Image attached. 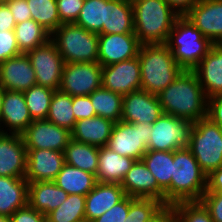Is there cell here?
<instances>
[{"label":"cell","instance_id":"obj_21","mask_svg":"<svg viewBox=\"0 0 222 222\" xmlns=\"http://www.w3.org/2000/svg\"><path fill=\"white\" fill-rule=\"evenodd\" d=\"M37 85L36 74L26 54L9 58L0 63V88L24 92Z\"/></svg>","mask_w":222,"mask_h":222},{"label":"cell","instance_id":"obj_49","mask_svg":"<svg viewBox=\"0 0 222 222\" xmlns=\"http://www.w3.org/2000/svg\"><path fill=\"white\" fill-rule=\"evenodd\" d=\"M16 21L8 5L0 0V31L14 30Z\"/></svg>","mask_w":222,"mask_h":222},{"label":"cell","instance_id":"obj_2","mask_svg":"<svg viewBox=\"0 0 222 222\" xmlns=\"http://www.w3.org/2000/svg\"><path fill=\"white\" fill-rule=\"evenodd\" d=\"M207 188V175L188 148L173 151L170 186L164 191V205L200 201Z\"/></svg>","mask_w":222,"mask_h":222},{"label":"cell","instance_id":"obj_32","mask_svg":"<svg viewBox=\"0 0 222 222\" xmlns=\"http://www.w3.org/2000/svg\"><path fill=\"white\" fill-rule=\"evenodd\" d=\"M97 116L118 122L122 117L123 95L105 89H96L89 95Z\"/></svg>","mask_w":222,"mask_h":222},{"label":"cell","instance_id":"obj_44","mask_svg":"<svg viewBox=\"0 0 222 222\" xmlns=\"http://www.w3.org/2000/svg\"><path fill=\"white\" fill-rule=\"evenodd\" d=\"M214 222H222V193L205 192L200 200Z\"/></svg>","mask_w":222,"mask_h":222},{"label":"cell","instance_id":"obj_25","mask_svg":"<svg viewBox=\"0 0 222 222\" xmlns=\"http://www.w3.org/2000/svg\"><path fill=\"white\" fill-rule=\"evenodd\" d=\"M67 196L54 181L28 182V205L45 216L63 204Z\"/></svg>","mask_w":222,"mask_h":222},{"label":"cell","instance_id":"obj_27","mask_svg":"<svg viewBox=\"0 0 222 222\" xmlns=\"http://www.w3.org/2000/svg\"><path fill=\"white\" fill-rule=\"evenodd\" d=\"M28 181L25 178L0 176V215L10 217L28 204Z\"/></svg>","mask_w":222,"mask_h":222},{"label":"cell","instance_id":"obj_51","mask_svg":"<svg viewBox=\"0 0 222 222\" xmlns=\"http://www.w3.org/2000/svg\"><path fill=\"white\" fill-rule=\"evenodd\" d=\"M180 16H184L198 0H165Z\"/></svg>","mask_w":222,"mask_h":222},{"label":"cell","instance_id":"obj_23","mask_svg":"<svg viewBox=\"0 0 222 222\" xmlns=\"http://www.w3.org/2000/svg\"><path fill=\"white\" fill-rule=\"evenodd\" d=\"M125 192L118 183H99L85 196L86 222L102 216L125 197Z\"/></svg>","mask_w":222,"mask_h":222},{"label":"cell","instance_id":"obj_28","mask_svg":"<svg viewBox=\"0 0 222 222\" xmlns=\"http://www.w3.org/2000/svg\"><path fill=\"white\" fill-rule=\"evenodd\" d=\"M134 33L133 8L131 0H106L103 34Z\"/></svg>","mask_w":222,"mask_h":222},{"label":"cell","instance_id":"obj_40","mask_svg":"<svg viewBox=\"0 0 222 222\" xmlns=\"http://www.w3.org/2000/svg\"><path fill=\"white\" fill-rule=\"evenodd\" d=\"M172 207L174 222H214L201 201L180 202Z\"/></svg>","mask_w":222,"mask_h":222},{"label":"cell","instance_id":"obj_30","mask_svg":"<svg viewBox=\"0 0 222 222\" xmlns=\"http://www.w3.org/2000/svg\"><path fill=\"white\" fill-rule=\"evenodd\" d=\"M99 147L71 139L64 150L65 163L96 175Z\"/></svg>","mask_w":222,"mask_h":222},{"label":"cell","instance_id":"obj_38","mask_svg":"<svg viewBox=\"0 0 222 222\" xmlns=\"http://www.w3.org/2000/svg\"><path fill=\"white\" fill-rule=\"evenodd\" d=\"M54 91L48 87L34 85L23 92L32 120L47 118Z\"/></svg>","mask_w":222,"mask_h":222},{"label":"cell","instance_id":"obj_16","mask_svg":"<svg viewBox=\"0 0 222 222\" xmlns=\"http://www.w3.org/2000/svg\"><path fill=\"white\" fill-rule=\"evenodd\" d=\"M184 16L213 44H222V0H198Z\"/></svg>","mask_w":222,"mask_h":222},{"label":"cell","instance_id":"obj_11","mask_svg":"<svg viewBox=\"0 0 222 222\" xmlns=\"http://www.w3.org/2000/svg\"><path fill=\"white\" fill-rule=\"evenodd\" d=\"M26 55L35 71L37 85L59 90L65 63L55 43L50 39Z\"/></svg>","mask_w":222,"mask_h":222},{"label":"cell","instance_id":"obj_17","mask_svg":"<svg viewBox=\"0 0 222 222\" xmlns=\"http://www.w3.org/2000/svg\"><path fill=\"white\" fill-rule=\"evenodd\" d=\"M32 122L23 92L3 89L0 133L21 135Z\"/></svg>","mask_w":222,"mask_h":222},{"label":"cell","instance_id":"obj_37","mask_svg":"<svg viewBox=\"0 0 222 222\" xmlns=\"http://www.w3.org/2000/svg\"><path fill=\"white\" fill-rule=\"evenodd\" d=\"M32 19L51 34L62 24L56 0H26Z\"/></svg>","mask_w":222,"mask_h":222},{"label":"cell","instance_id":"obj_18","mask_svg":"<svg viewBox=\"0 0 222 222\" xmlns=\"http://www.w3.org/2000/svg\"><path fill=\"white\" fill-rule=\"evenodd\" d=\"M64 164V152L27 149L25 179L28 182L54 181Z\"/></svg>","mask_w":222,"mask_h":222},{"label":"cell","instance_id":"obj_22","mask_svg":"<svg viewBox=\"0 0 222 222\" xmlns=\"http://www.w3.org/2000/svg\"><path fill=\"white\" fill-rule=\"evenodd\" d=\"M192 71L197 75L207 98L222 94V44H213Z\"/></svg>","mask_w":222,"mask_h":222},{"label":"cell","instance_id":"obj_12","mask_svg":"<svg viewBox=\"0 0 222 222\" xmlns=\"http://www.w3.org/2000/svg\"><path fill=\"white\" fill-rule=\"evenodd\" d=\"M26 149H49L64 152L71 140V131L47 119L33 120L21 134Z\"/></svg>","mask_w":222,"mask_h":222},{"label":"cell","instance_id":"obj_46","mask_svg":"<svg viewBox=\"0 0 222 222\" xmlns=\"http://www.w3.org/2000/svg\"><path fill=\"white\" fill-rule=\"evenodd\" d=\"M11 222H46V216L30 207L28 204L16 210L10 216Z\"/></svg>","mask_w":222,"mask_h":222},{"label":"cell","instance_id":"obj_52","mask_svg":"<svg viewBox=\"0 0 222 222\" xmlns=\"http://www.w3.org/2000/svg\"><path fill=\"white\" fill-rule=\"evenodd\" d=\"M147 222H174L173 207L165 205L153 218Z\"/></svg>","mask_w":222,"mask_h":222},{"label":"cell","instance_id":"obj_3","mask_svg":"<svg viewBox=\"0 0 222 222\" xmlns=\"http://www.w3.org/2000/svg\"><path fill=\"white\" fill-rule=\"evenodd\" d=\"M134 33L141 44H165L180 16L165 0H131Z\"/></svg>","mask_w":222,"mask_h":222},{"label":"cell","instance_id":"obj_35","mask_svg":"<svg viewBox=\"0 0 222 222\" xmlns=\"http://www.w3.org/2000/svg\"><path fill=\"white\" fill-rule=\"evenodd\" d=\"M46 222H86L85 196L68 194L63 204L46 215Z\"/></svg>","mask_w":222,"mask_h":222},{"label":"cell","instance_id":"obj_29","mask_svg":"<svg viewBox=\"0 0 222 222\" xmlns=\"http://www.w3.org/2000/svg\"><path fill=\"white\" fill-rule=\"evenodd\" d=\"M67 194L86 196L96 185V176L79 168L64 164L54 180Z\"/></svg>","mask_w":222,"mask_h":222},{"label":"cell","instance_id":"obj_4","mask_svg":"<svg viewBox=\"0 0 222 222\" xmlns=\"http://www.w3.org/2000/svg\"><path fill=\"white\" fill-rule=\"evenodd\" d=\"M141 90L159 94L184 70L166 44H141L138 53Z\"/></svg>","mask_w":222,"mask_h":222},{"label":"cell","instance_id":"obj_15","mask_svg":"<svg viewBox=\"0 0 222 222\" xmlns=\"http://www.w3.org/2000/svg\"><path fill=\"white\" fill-rule=\"evenodd\" d=\"M163 110L156 94L138 90L123 95L121 120L127 123H146L152 125Z\"/></svg>","mask_w":222,"mask_h":222},{"label":"cell","instance_id":"obj_24","mask_svg":"<svg viewBox=\"0 0 222 222\" xmlns=\"http://www.w3.org/2000/svg\"><path fill=\"white\" fill-rule=\"evenodd\" d=\"M115 122L94 116L75 122L71 130V139L96 147L107 146Z\"/></svg>","mask_w":222,"mask_h":222},{"label":"cell","instance_id":"obj_14","mask_svg":"<svg viewBox=\"0 0 222 222\" xmlns=\"http://www.w3.org/2000/svg\"><path fill=\"white\" fill-rule=\"evenodd\" d=\"M140 46L135 33L98 34V62L108 66L135 58Z\"/></svg>","mask_w":222,"mask_h":222},{"label":"cell","instance_id":"obj_53","mask_svg":"<svg viewBox=\"0 0 222 222\" xmlns=\"http://www.w3.org/2000/svg\"><path fill=\"white\" fill-rule=\"evenodd\" d=\"M0 222H11V219L8 216L0 215Z\"/></svg>","mask_w":222,"mask_h":222},{"label":"cell","instance_id":"obj_10","mask_svg":"<svg viewBox=\"0 0 222 222\" xmlns=\"http://www.w3.org/2000/svg\"><path fill=\"white\" fill-rule=\"evenodd\" d=\"M101 87L102 65L99 62L64 64L60 91L70 96H85Z\"/></svg>","mask_w":222,"mask_h":222},{"label":"cell","instance_id":"obj_54","mask_svg":"<svg viewBox=\"0 0 222 222\" xmlns=\"http://www.w3.org/2000/svg\"><path fill=\"white\" fill-rule=\"evenodd\" d=\"M3 89L0 88V112L2 107Z\"/></svg>","mask_w":222,"mask_h":222},{"label":"cell","instance_id":"obj_9","mask_svg":"<svg viewBox=\"0 0 222 222\" xmlns=\"http://www.w3.org/2000/svg\"><path fill=\"white\" fill-rule=\"evenodd\" d=\"M193 122L162 114L153 124L147 150L175 151L187 148Z\"/></svg>","mask_w":222,"mask_h":222},{"label":"cell","instance_id":"obj_47","mask_svg":"<svg viewBox=\"0 0 222 222\" xmlns=\"http://www.w3.org/2000/svg\"><path fill=\"white\" fill-rule=\"evenodd\" d=\"M17 23L32 19L26 0H4Z\"/></svg>","mask_w":222,"mask_h":222},{"label":"cell","instance_id":"obj_41","mask_svg":"<svg viewBox=\"0 0 222 222\" xmlns=\"http://www.w3.org/2000/svg\"><path fill=\"white\" fill-rule=\"evenodd\" d=\"M85 0H56L58 15L62 23H74Z\"/></svg>","mask_w":222,"mask_h":222},{"label":"cell","instance_id":"obj_8","mask_svg":"<svg viewBox=\"0 0 222 222\" xmlns=\"http://www.w3.org/2000/svg\"><path fill=\"white\" fill-rule=\"evenodd\" d=\"M151 131L152 125L120 120L114 124L107 146L121 156L141 160L147 152Z\"/></svg>","mask_w":222,"mask_h":222},{"label":"cell","instance_id":"obj_43","mask_svg":"<svg viewBox=\"0 0 222 222\" xmlns=\"http://www.w3.org/2000/svg\"><path fill=\"white\" fill-rule=\"evenodd\" d=\"M130 206V196L126 195L121 201L92 222H125Z\"/></svg>","mask_w":222,"mask_h":222},{"label":"cell","instance_id":"obj_26","mask_svg":"<svg viewBox=\"0 0 222 222\" xmlns=\"http://www.w3.org/2000/svg\"><path fill=\"white\" fill-rule=\"evenodd\" d=\"M134 162L133 158L121 156L108 146L99 147L96 181L121 184Z\"/></svg>","mask_w":222,"mask_h":222},{"label":"cell","instance_id":"obj_36","mask_svg":"<svg viewBox=\"0 0 222 222\" xmlns=\"http://www.w3.org/2000/svg\"><path fill=\"white\" fill-rule=\"evenodd\" d=\"M105 15L106 0H85L74 23L90 32L103 34Z\"/></svg>","mask_w":222,"mask_h":222},{"label":"cell","instance_id":"obj_45","mask_svg":"<svg viewBox=\"0 0 222 222\" xmlns=\"http://www.w3.org/2000/svg\"><path fill=\"white\" fill-rule=\"evenodd\" d=\"M72 107L76 121L96 116L89 95L72 96Z\"/></svg>","mask_w":222,"mask_h":222},{"label":"cell","instance_id":"obj_34","mask_svg":"<svg viewBox=\"0 0 222 222\" xmlns=\"http://www.w3.org/2000/svg\"><path fill=\"white\" fill-rule=\"evenodd\" d=\"M46 119L57 126L65 127L71 131L76 122L73 114L72 96L60 90H55Z\"/></svg>","mask_w":222,"mask_h":222},{"label":"cell","instance_id":"obj_33","mask_svg":"<svg viewBox=\"0 0 222 222\" xmlns=\"http://www.w3.org/2000/svg\"><path fill=\"white\" fill-rule=\"evenodd\" d=\"M158 185L165 191L171 184L173 170V151L147 150L142 157Z\"/></svg>","mask_w":222,"mask_h":222},{"label":"cell","instance_id":"obj_20","mask_svg":"<svg viewBox=\"0 0 222 222\" xmlns=\"http://www.w3.org/2000/svg\"><path fill=\"white\" fill-rule=\"evenodd\" d=\"M120 185L125 195L134 198H154L164 204V190L142 159L135 160Z\"/></svg>","mask_w":222,"mask_h":222},{"label":"cell","instance_id":"obj_42","mask_svg":"<svg viewBox=\"0 0 222 222\" xmlns=\"http://www.w3.org/2000/svg\"><path fill=\"white\" fill-rule=\"evenodd\" d=\"M20 54L14 30L0 31V63Z\"/></svg>","mask_w":222,"mask_h":222},{"label":"cell","instance_id":"obj_50","mask_svg":"<svg viewBox=\"0 0 222 222\" xmlns=\"http://www.w3.org/2000/svg\"><path fill=\"white\" fill-rule=\"evenodd\" d=\"M205 192L222 193V167L212 171L207 176V188Z\"/></svg>","mask_w":222,"mask_h":222},{"label":"cell","instance_id":"obj_13","mask_svg":"<svg viewBox=\"0 0 222 222\" xmlns=\"http://www.w3.org/2000/svg\"><path fill=\"white\" fill-rule=\"evenodd\" d=\"M102 87L121 95L141 90L138 56L119 63L102 66Z\"/></svg>","mask_w":222,"mask_h":222},{"label":"cell","instance_id":"obj_19","mask_svg":"<svg viewBox=\"0 0 222 222\" xmlns=\"http://www.w3.org/2000/svg\"><path fill=\"white\" fill-rule=\"evenodd\" d=\"M27 149L22 135L0 133V176L25 178Z\"/></svg>","mask_w":222,"mask_h":222},{"label":"cell","instance_id":"obj_48","mask_svg":"<svg viewBox=\"0 0 222 222\" xmlns=\"http://www.w3.org/2000/svg\"><path fill=\"white\" fill-rule=\"evenodd\" d=\"M207 118L222 129V94L208 98Z\"/></svg>","mask_w":222,"mask_h":222},{"label":"cell","instance_id":"obj_31","mask_svg":"<svg viewBox=\"0 0 222 222\" xmlns=\"http://www.w3.org/2000/svg\"><path fill=\"white\" fill-rule=\"evenodd\" d=\"M14 34L20 52L23 54L47 43L51 39V33L33 19L17 23Z\"/></svg>","mask_w":222,"mask_h":222},{"label":"cell","instance_id":"obj_6","mask_svg":"<svg viewBox=\"0 0 222 222\" xmlns=\"http://www.w3.org/2000/svg\"><path fill=\"white\" fill-rule=\"evenodd\" d=\"M64 63L98 62V34L75 23H62L52 34Z\"/></svg>","mask_w":222,"mask_h":222},{"label":"cell","instance_id":"obj_1","mask_svg":"<svg viewBox=\"0 0 222 222\" xmlns=\"http://www.w3.org/2000/svg\"><path fill=\"white\" fill-rule=\"evenodd\" d=\"M157 96L164 114L193 123L207 117L208 98L193 71L184 70Z\"/></svg>","mask_w":222,"mask_h":222},{"label":"cell","instance_id":"obj_7","mask_svg":"<svg viewBox=\"0 0 222 222\" xmlns=\"http://www.w3.org/2000/svg\"><path fill=\"white\" fill-rule=\"evenodd\" d=\"M187 148L207 176L222 167V129L209 118L194 122Z\"/></svg>","mask_w":222,"mask_h":222},{"label":"cell","instance_id":"obj_39","mask_svg":"<svg viewBox=\"0 0 222 222\" xmlns=\"http://www.w3.org/2000/svg\"><path fill=\"white\" fill-rule=\"evenodd\" d=\"M165 205L154 198L130 197L129 212L125 222H147Z\"/></svg>","mask_w":222,"mask_h":222},{"label":"cell","instance_id":"obj_5","mask_svg":"<svg viewBox=\"0 0 222 222\" xmlns=\"http://www.w3.org/2000/svg\"><path fill=\"white\" fill-rule=\"evenodd\" d=\"M165 44L177 64L188 71H192L200 63L213 45L185 16L176 19Z\"/></svg>","mask_w":222,"mask_h":222}]
</instances>
